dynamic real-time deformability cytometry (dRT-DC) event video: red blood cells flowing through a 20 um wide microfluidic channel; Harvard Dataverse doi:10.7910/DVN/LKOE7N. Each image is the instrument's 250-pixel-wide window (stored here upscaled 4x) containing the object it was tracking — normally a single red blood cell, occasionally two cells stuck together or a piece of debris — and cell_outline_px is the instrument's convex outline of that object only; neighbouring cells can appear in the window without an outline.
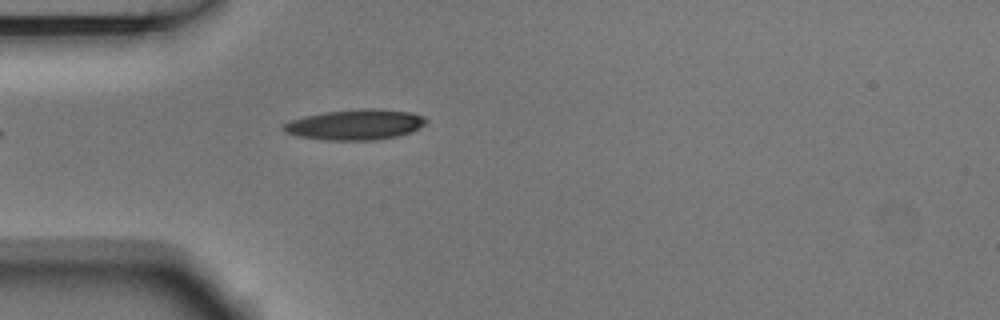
{"species": "Egyptian fruit bat (a non-hibernating species)", "species_latin": "Rousettus aegyptiacus", "temperature_condition": "room temperature", "stored_images_in_passage": 1, "camera_frame_rate_fps": 3000, "um_per_image_px": 0.085, "animal": {"sex": "male"}, "frame": {"image": 1, "passage_image": 1, "time_ms": 0.0, "image_size_px": [1000, 320], "cell_outline_px": [[428, 120], [424, 124], [412, 132], [396, 136], [372, 140], [324, 140], [300, 136], [284, 132], [280, 128], [284, 124], [292, 120], [304, 116], [324, 112], [360, 108], [372, 108], [412, 112], [424, 116]], "centroid_in_image_um": [30.2, 10.58], "position_along_channel_um": 54.8, "area_um2": 25.32}}